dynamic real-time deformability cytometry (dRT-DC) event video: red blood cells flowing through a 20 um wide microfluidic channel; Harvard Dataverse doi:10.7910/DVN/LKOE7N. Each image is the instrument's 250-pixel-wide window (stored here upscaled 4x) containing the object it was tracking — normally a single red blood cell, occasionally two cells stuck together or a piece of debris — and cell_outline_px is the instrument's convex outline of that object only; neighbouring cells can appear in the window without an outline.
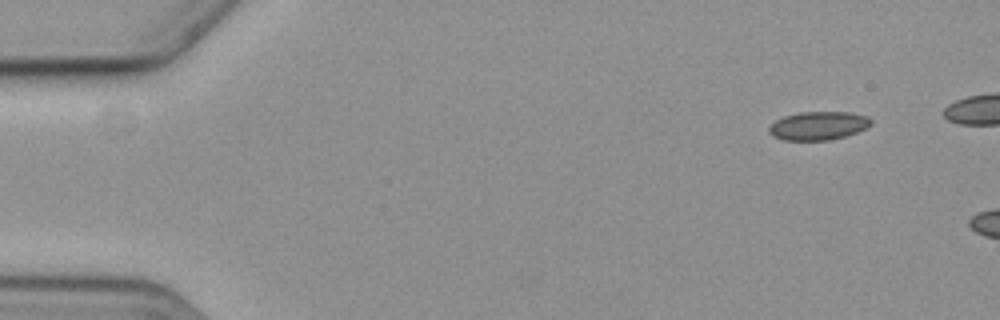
{"species": "common noctule bat (a hibernating species)", "species_latin": "Nyctalus noctula", "temperature_condition": "cold", "stored_images_in_passage": 3, "camera_frame_rate_fps": 3000, "um_per_image_px": 0.085, "animal": {"sex": "female", "body_mass_g": 19.3, "forearm_length_mm": 54.1}, "frame": {"image": 1, "passage_image": 1, "time_ms": 0.0, "image_size_px": [1000, 320], "cell_outline_px": [[872, 124], [868, 128], [844, 136], [828, 140], [784, 140], [772, 136], [768, 132], [768, 128], [776, 120], [784, 116], [800, 112], [848, 112], [868, 116], [872, 120]], "centroid_in_image_um": [69.57, 10.68], "position_along_channel_um": 15.4, "area_um2": 16.94}}